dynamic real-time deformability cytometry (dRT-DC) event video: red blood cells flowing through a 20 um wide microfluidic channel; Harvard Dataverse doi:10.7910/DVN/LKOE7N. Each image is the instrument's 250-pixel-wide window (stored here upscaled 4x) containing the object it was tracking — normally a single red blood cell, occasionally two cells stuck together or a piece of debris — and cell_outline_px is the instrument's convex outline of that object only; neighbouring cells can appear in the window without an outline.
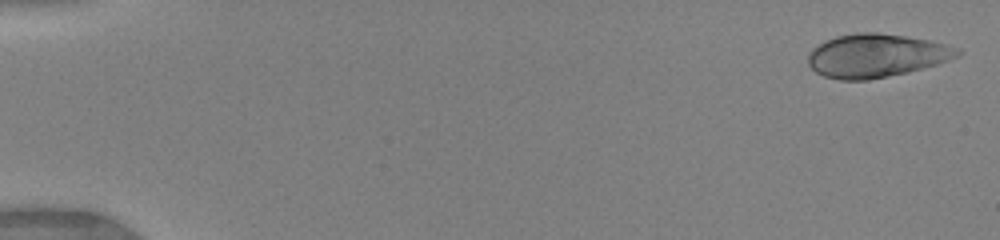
{"species": "human", "species_latin": "Homo sapiens", "temperature_condition": "warm", "stored_images_in_passage": 4, "camera_frame_rate_fps": 3000, "um_per_image_px": 0.085, "donor": {"sex": "female"}, "frame": {"image": 1, "passage_image": 1, "time_ms": 0.0, "image_size_px": [1000, 240], "cell_outline_px": [[964, 52], [948, 60], [924, 68], [908, 72], [868, 80], [840, 80], [824, 76], [816, 72], [808, 64], [808, 52], [812, 48], [824, 40], [836, 36], [856, 32], [880, 32], [928, 40], [960, 48]], "centroid_in_image_um": [74.45, 4.72], "position_along_channel_um": 10.5, "area_um2": 37.92}}
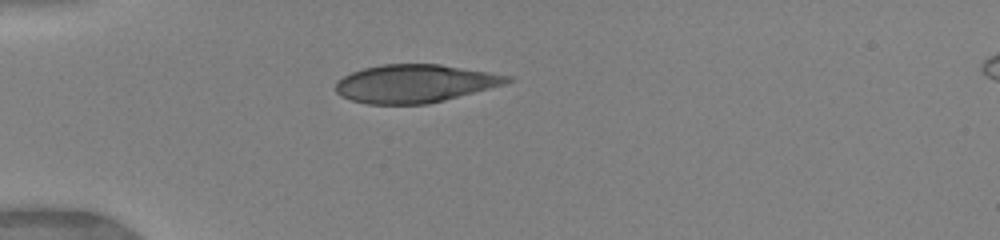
{"frame": {"image": 2, "passage_image": 4, "time_ms": 4.333, "image_size_px": [1000, 240], "cell_outline_px": [[516, 80], [508, 84], [428, 104], [368, 104], [352, 100], [340, 96], [336, 92], [336, 80], [352, 72], [364, 68], [384, 64], [440, 64], [512, 76]], "centroid_in_image_um": [35.3, 7.1], "position_along_channel_um": 49.7, "area_um2": 38.21}}